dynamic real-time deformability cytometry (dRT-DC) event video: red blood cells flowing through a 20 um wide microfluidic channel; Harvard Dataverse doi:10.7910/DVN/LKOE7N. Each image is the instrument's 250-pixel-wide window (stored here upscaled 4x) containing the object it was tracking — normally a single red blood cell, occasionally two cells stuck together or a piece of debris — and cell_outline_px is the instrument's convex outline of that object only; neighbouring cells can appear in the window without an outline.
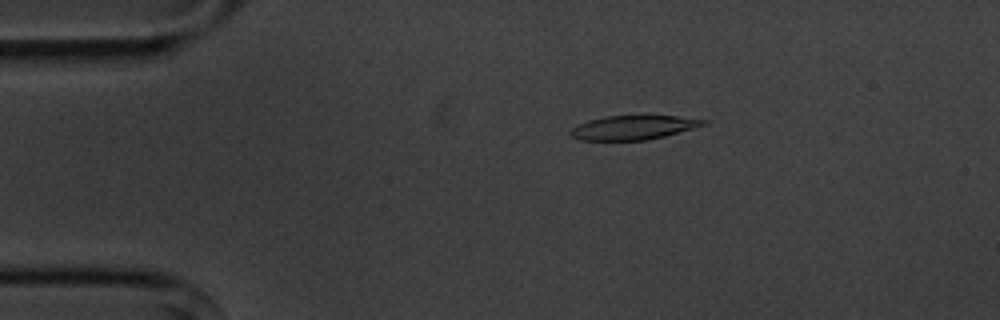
{"species": "common noctule bat (a hibernating species)", "species_latin": "Nyctalus noctula", "temperature_condition": "cold", "stored_images_in_passage": 4, "camera_frame_rate_fps": 3000, "um_per_image_px": 0.085, "animal": {"sex": "male", "body_mass_g": 20.1, "forearm_length_mm": 53.5}, "frame": {"image": 1, "passage_image": 2, "time_ms": 1.0, "image_size_px": [1000, 320], "cell_outline_px": [[708, 124], [664, 136], [648, 140], [580, 140], [572, 136], [572, 128], [588, 120], [604, 116], [676, 116], [708, 120]], "centroid_in_image_um": [53.87, 10.84], "position_along_channel_um": 31.1, "area_um2": 18.44}}
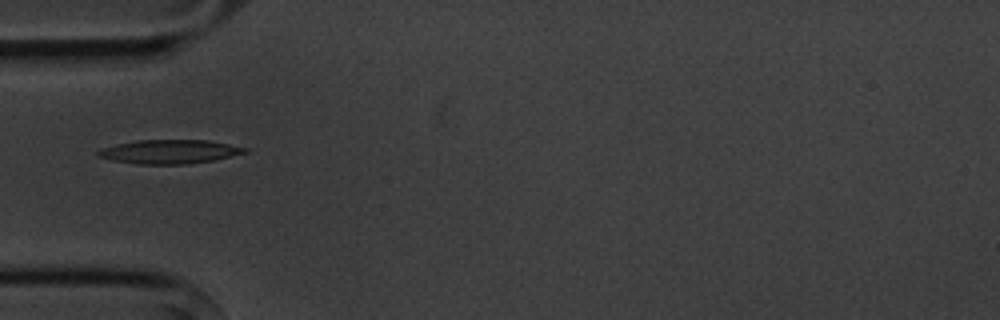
{"frame": {"image": 2, "passage_image": 4, "time_ms": 3.333, "image_size_px": [1000, 320], "cell_outline_px": [[248, 152], [212, 160], [188, 164], [136, 164], [112, 160], [96, 156], [96, 152], [100, 148], [116, 144], [136, 140], [208, 140], [248, 148]], "centroid_in_image_um": [14.35, 12.89], "position_along_channel_um": 70.6, "area_um2": 20.46}}